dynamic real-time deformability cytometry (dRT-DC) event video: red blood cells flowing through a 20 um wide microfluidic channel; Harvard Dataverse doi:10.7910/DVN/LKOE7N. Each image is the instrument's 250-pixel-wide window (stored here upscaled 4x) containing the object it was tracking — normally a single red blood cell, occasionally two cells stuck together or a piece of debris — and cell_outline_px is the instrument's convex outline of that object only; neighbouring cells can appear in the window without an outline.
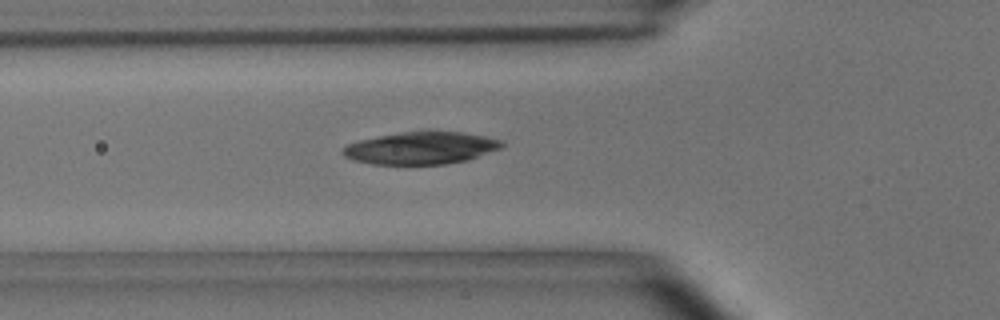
{"species": "common noctule bat (a hibernating species)", "species_latin": "Nyctalus noctula", "temperature_condition": "room temperature", "stored_images_in_passage": 53, "camera_frame_rate_fps": 3000, "um_per_image_px": 0.085, "animal": {"sex": "male", "body_mass_g": 15.6}, "frame": {"image": 1, "passage_image": 18, "time_ms": 5.667, "image_size_px": [1000, 320], "cell_outline_px": [[504, 148], [468, 160], [448, 164], [372, 164], [352, 160], [344, 156], [340, 152], [348, 144], [360, 140], [380, 136], [404, 132], [464, 132], [504, 140]], "centroid_in_image_um": [35.84, 12.59], "position_along_channel_um": 90.0, "area_um2": 29.94}}
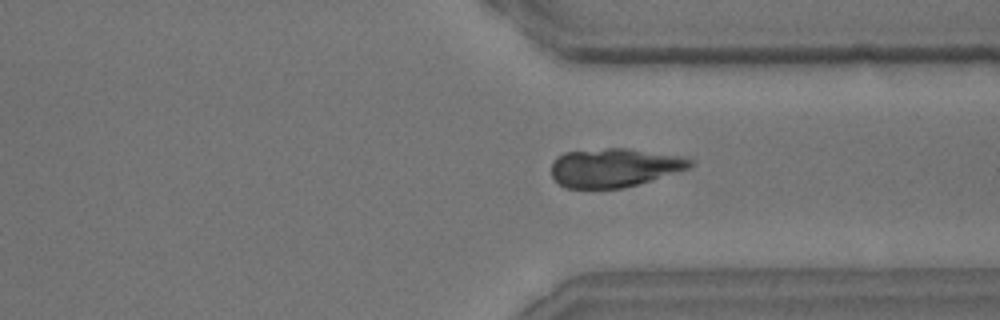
{"frame": {"image": 2, "passage_image": 40, "time_ms": 13.0, "image_size_px": [1000, 320], "cell_outline_px": [[692, 164], [688, 168], [624, 188], [568, 188], [560, 184], [552, 176], [552, 164], [556, 156], [564, 152], [608, 148], [628, 148], [680, 156], [692, 160]], "centroid_in_image_um": [52.17, 14.24], "position_along_channel_um": 359.2, "area_um2": 30.92}}
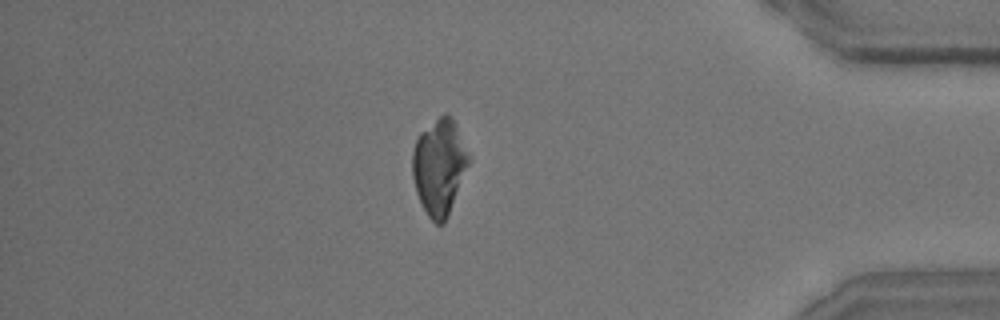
{"frame": {"image": 3, "passage_image": 46, "time_ms": 15.0, "image_size_px": [1000, 320], "cell_outline_px": [[468, 164], [448, 216], [444, 224], [436, 224], [428, 216], [416, 192], [412, 176], [412, 152], [416, 140], [420, 132], [444, 112], [452, 116], [468, 156]], "centroid_in_image_um": [37.3, 14.18], "position_along_channel_um": 397.9, "area_um2": 30.87}}